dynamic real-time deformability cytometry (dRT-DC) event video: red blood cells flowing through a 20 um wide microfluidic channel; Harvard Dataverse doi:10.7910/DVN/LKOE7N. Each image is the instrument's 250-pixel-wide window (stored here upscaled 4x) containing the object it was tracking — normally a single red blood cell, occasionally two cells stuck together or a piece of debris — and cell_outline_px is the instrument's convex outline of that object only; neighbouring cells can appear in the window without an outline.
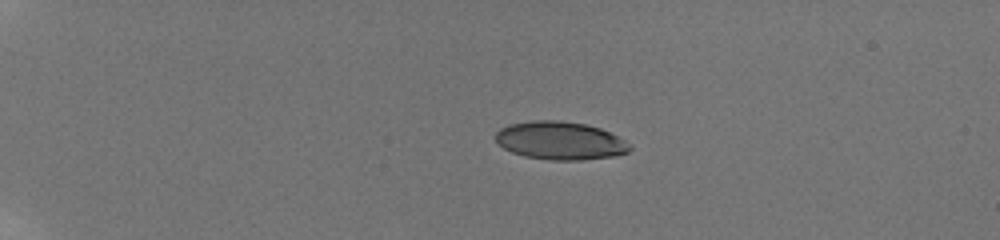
{"species": "human", "species_latin": "Homo sapiens", "temperature_condition": "room temperature", "stored_images_in_passage": 9, "camera_frame_rate_fps": 3000, "um_per_image_px": 0.085, "donor": {"sex": "male"}, "frame": {"image": 1, "passage_image": 1, "time_ms": 0.0, "image_size_px": [1000, 240], "cell_outline_px": [[632, 148], [628, 152], [612, 156], [584, 160], [552, 160], [524, 156], [512, 152], [504, 148], [496, 140], [496, 132], [500, 128], [508, 124], [532, 120], [560, 120], [584, 124], [600, 128], [624, 140]], "centroid_in_image_um": [47.59, 11.95], "position_along_channel_um": 37.4, "area_um2": 29.65}}